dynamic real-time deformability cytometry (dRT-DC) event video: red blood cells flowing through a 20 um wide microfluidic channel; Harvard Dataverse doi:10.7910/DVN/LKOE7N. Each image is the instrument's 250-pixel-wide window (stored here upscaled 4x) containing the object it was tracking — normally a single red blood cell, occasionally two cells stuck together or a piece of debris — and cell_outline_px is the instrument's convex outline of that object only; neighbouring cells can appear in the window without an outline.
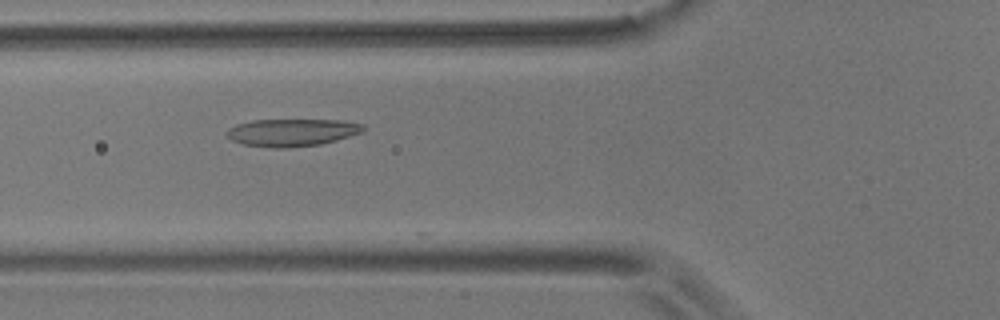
{"species": "common noctule bat (a hibernating species)", "species_latin": "Nyctalus noctula", "temperature_condition": "room temperature", "stored_images_in_passage": 56, "camera_frame_rate_fps": 3000, "um_per_image_px": 0.085, "animal": {"sex": "male", "body_mass_g": 17.9}, "frame": {"image": 1, "passage_image": 21, "time_ms": 6.667, "image_size_px": [1000, 320], "cell_outline_px": [[364, 132], [336, 140], [320, 144], [288, 148], [272, 148], [244, 144], [232, 140], [228, 136], [228, 128], [236, 124], [252, 120], [344, 120], [364, 124]], "centroid_in_image_um": [24.85, 11.25], "position_along_channel_um": 101.0, "area_um2": 21.85}}
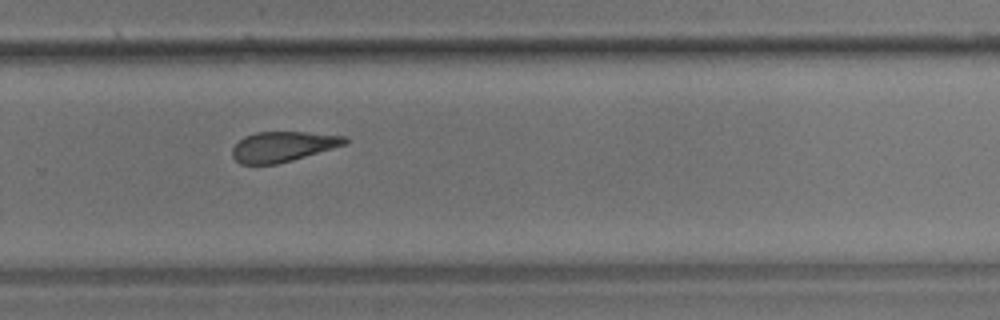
{"frame": {"image": 2, "passage_image": 38, "time_ms": 12.333, "image_size_px": [1000, 320], "cell_outline_px": [[348, 144], [292, 160], [276, 164], [240, 164], [232, 156], [232, 148], [244, 136], [256, 132], [308, 132], [348, 136]], "centroid_in_image_um": [24.07, 12.45], "position_along_channel_um": 305.7, "area_um2": 19.88}}
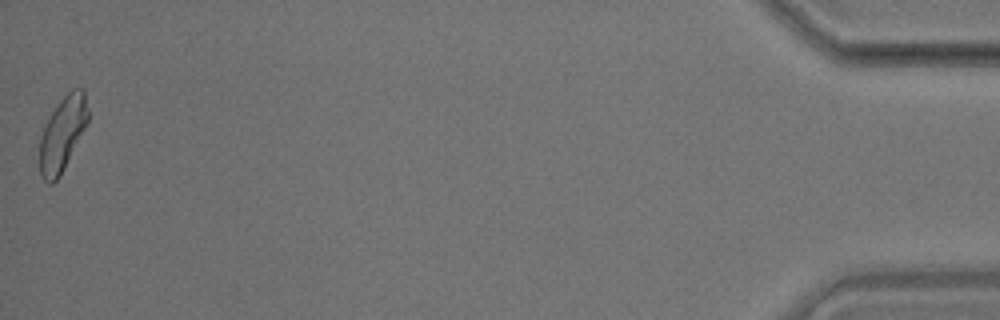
{"frame": {"image": 3, "passage_image": 56, "time_ms": 18.333, "image_size_px": [1000, 320], "cell_outline_px": [[88, 120], [60, 176], [52, 184], [48, 184], [40, 176], [40, 136], [52, 112], [60, 100], [72, 88], [84, 88], [88, 108]], "centroid_in_image_um": [5.31, 11.37], "position_along_channel_um": 429.9, "area_um2": 20.58}, "authors_computed_cell_mechanics": {"area_um2": 21.1259, "velocity_mm_per_s": 3.6218, "shape_relaxation_time_tau1_ms": 6.3257, "shape_relaxation_time_tau2_ms": 5.2891, "deformation_change_tau1": 0.1375, "deformation_change_tau2": 0.114}}